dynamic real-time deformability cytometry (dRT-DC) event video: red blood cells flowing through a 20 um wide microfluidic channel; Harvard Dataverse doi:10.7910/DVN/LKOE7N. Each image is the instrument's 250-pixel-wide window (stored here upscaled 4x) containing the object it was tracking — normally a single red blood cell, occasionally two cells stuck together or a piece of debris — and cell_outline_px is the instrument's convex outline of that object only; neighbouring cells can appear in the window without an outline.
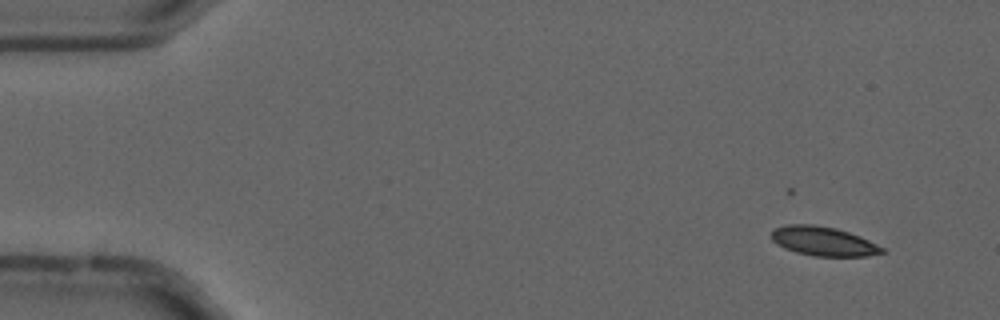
{"species": "common noctule bat (a hibernating species)", "species_latin": "Nyctalus noctula", "temperature_condition": "cold", "stored_images_in_passage": 20, "camera_frame_rate_fps": 3000, "um_per_image_px": 0.085, "animal": {"sex": "male", "forearm_length_mm": 52.5}, "frame": {"image": 1, "passage_image": 4, "time_ms": 1.0, "image_size_px": [1000, 320], "cell_outline_px": [[884, 252], [868, 256], [812, 256], [796, 252], [784, 248], [776, 244], [772, 240], [772, 232], [776, 228], [788, 224], [812, 224], [836, 228], [860, 236], [884, 248]], "centroid_in_image_um": [69.97, 20.51], "position_along_channel_um": 15.0, "area_um2": 18.73}}
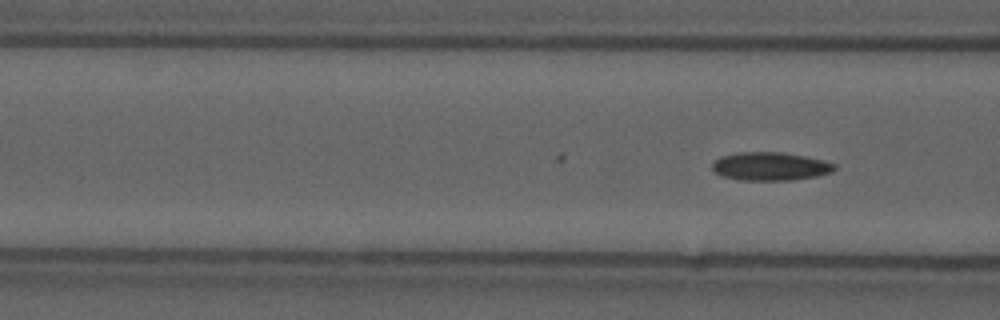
{"frame": {"image": 2, "passage_image": 20, "time_ms": 6.333, "image_size_px": [1000, 320], "cell_outline_px": [[836, 168], [832, 172], [816, 176], [792, 180], [740, 180], [720, 176], [712, 172], [712, 164], [720, 156], [736, 152], [780, 152], [804, 156], [824, 160], [836, 164]], "centroid_in_image_um": [65.44, 14.14], "position_along_channel_um": 101.2, "area_um2": 20.35}}